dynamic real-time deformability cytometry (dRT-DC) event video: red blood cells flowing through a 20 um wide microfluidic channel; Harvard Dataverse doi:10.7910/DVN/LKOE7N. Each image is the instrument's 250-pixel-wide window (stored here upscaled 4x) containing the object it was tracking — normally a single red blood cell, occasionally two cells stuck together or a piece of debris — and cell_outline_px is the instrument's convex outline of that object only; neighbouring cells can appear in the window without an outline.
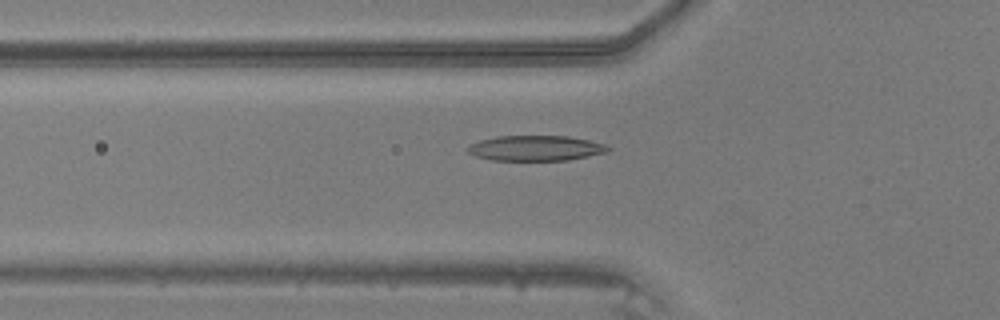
{"species": "common noctule bat (a hibernating species)", "species_latin": "Nyctalus noctula", "temperature_condition": "warm", "stored_images_in_passage": 47, "camera_frame_rate_fps": 3000, "um_per_image_px": 0.085, "animal": {"sex": "male", "body_mass_g": 20.5, "forearm_length_mm": 52.5}, "frame": {"image": 1, "passage_image": 17, "time_ms": 5.333, "image_size_px": [1000, 320], "cell_outline_px": [[612, 148], [608, 152], [568, 160], [492, 160], [476, 156], [468, 152], [464, 148], [468, 144], [480, 140], [496, 136], [568, 136], [588, 140], [604, 144]], "centroid_in_image_um": [45.5, 12.59], "position_along_channel_um": 80.3, "area_um2": 20.75}}
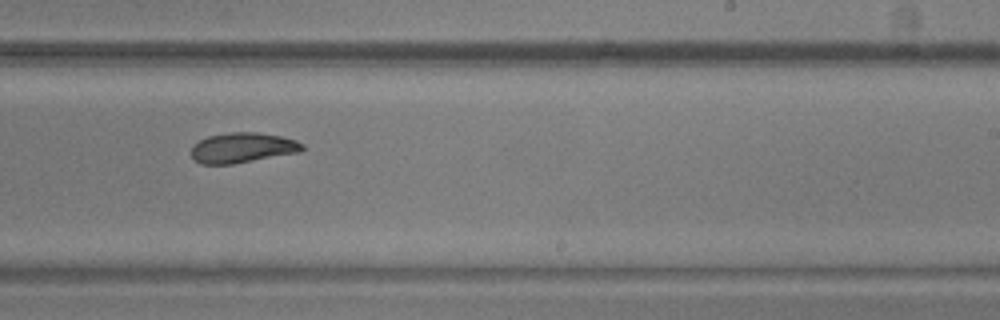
{"frame": {"image": 2, "passage_image": 30, "time_ms": 9.667, "image_size_px": [1000, 320], "cell_outline_px": [[304, 148], [300, 152], [232, 164], [200, 164], [192, 156], [192, 144], [208, 136], [232, 132], [256, 132], [280, 136], [296, 140], [304, 144]], "centroid_in_image_um": [20.62, 12.55], "position_along_channel_um": 268.4, "area_um2": 19.42}}
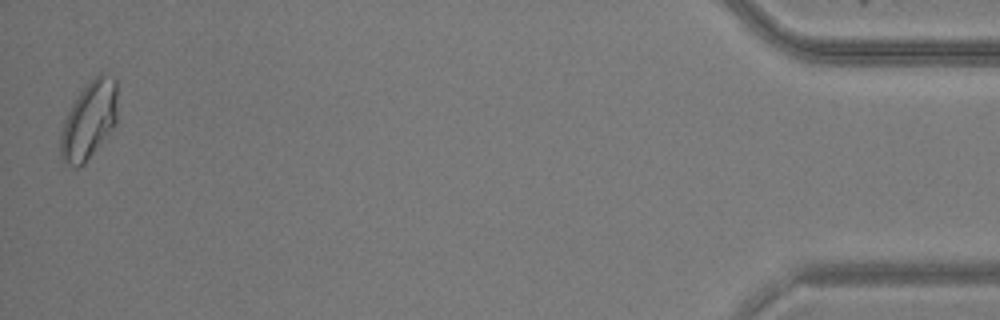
{"frame": {"image": 3, "passage_image": 47, "time_ms": 15.333, "image_size_px": [1000, 320], "cell_outline_px": [[116, 124], [84, 164], [76, 168], [64, 164], [60, 152], [60, 136], [64, 120], [72, 104], [88, 80], [100, 72], [104, 72], [116, 76]], "centroid_in_image_um": [7.57, 10.18], "position_along_channel_um": 427.6, "area_um2": 25.95}}